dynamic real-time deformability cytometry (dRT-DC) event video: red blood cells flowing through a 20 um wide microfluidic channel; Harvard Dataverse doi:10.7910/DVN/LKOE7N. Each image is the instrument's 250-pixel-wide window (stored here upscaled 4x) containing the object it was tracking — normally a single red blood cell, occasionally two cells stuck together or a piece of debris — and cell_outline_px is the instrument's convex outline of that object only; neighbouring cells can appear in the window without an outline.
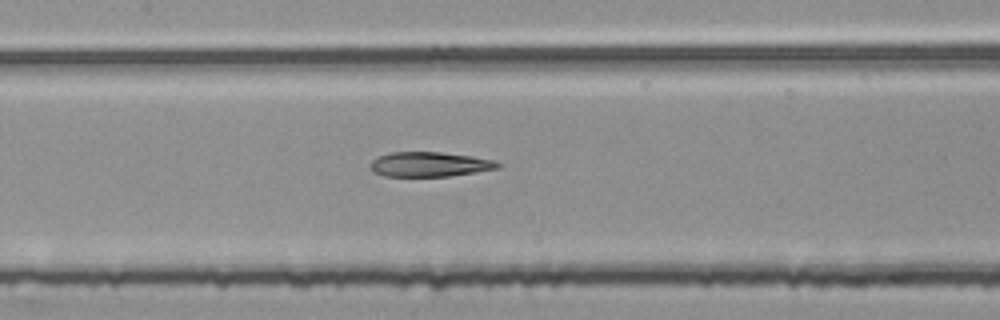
{"species": "common noctule bat (a hibernating species)", "species_latin": "Nyctalus noctula", "temperature_condition": "room temperature", "stored_images_in_passage": 53, "segment_of_instrument_passage": [2, 2], "camera_frame_rate_fps": 3000, "um_per_image_px": 0.085, "animal": {"sex": "female", "body_mass_g": 25.1}, "frame": {"image": 1, "passage_image": 25, "time_ms": 8.0, "image_size_px": [1000, 320], "cell_outline_px": [[504, 164], [500, 168], [476, 172], [448, 176], [384, 176], [376, 172], [368, 164], [372, 160], [380, 156], [392, 152], [440, 152], [472, 156], [496, 160]], "centroid_in_image_um": [36.59, 13.96], "position_along_channel_um": 170.8, "area_um2": 18.38}}
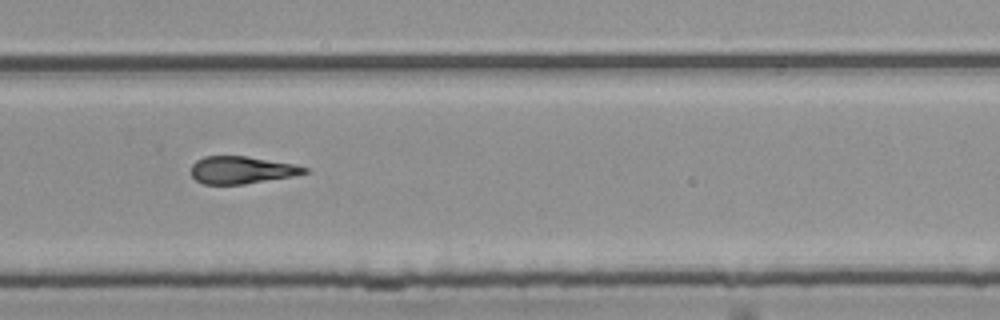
{"frame": {"image": 2, "passage_image": 36, "time_ms": 11.667, "image_size_px": [1000, 320], "cell_outline_px": [[308, 172], [296, 176], [244, 184], [204, 184], [196, 180], [192, 176], [192, 164], [196, 160], [204, 156], [244, 156], [296, 164], [308, 168]], "centroid_in_image_um": [20.57, 14.45], "position_along_channel_um": 309.2, "area_um2": 18.15}}
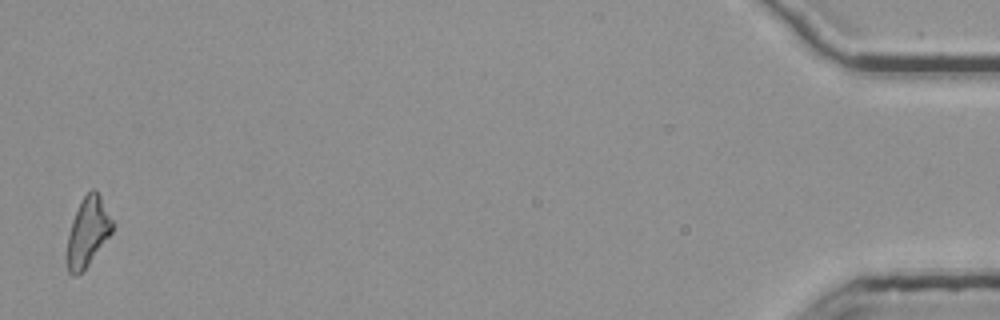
{"frame": {"image": 3, "passage_image": 53, "time_ms": 17.333, "image_size_px": [1000, 320], "cell_outline_px": [[116, 224], [112, 232], [88, 264], [76, 276], [72, 276], [68, 272], [68, 236], [72, 220], [84, 196], [92, 188], [96, 188]], "centroid_in_image_um": [7.5, 19.66], "position_along_channel_um": 427.7, "area_um2": 17.98}}